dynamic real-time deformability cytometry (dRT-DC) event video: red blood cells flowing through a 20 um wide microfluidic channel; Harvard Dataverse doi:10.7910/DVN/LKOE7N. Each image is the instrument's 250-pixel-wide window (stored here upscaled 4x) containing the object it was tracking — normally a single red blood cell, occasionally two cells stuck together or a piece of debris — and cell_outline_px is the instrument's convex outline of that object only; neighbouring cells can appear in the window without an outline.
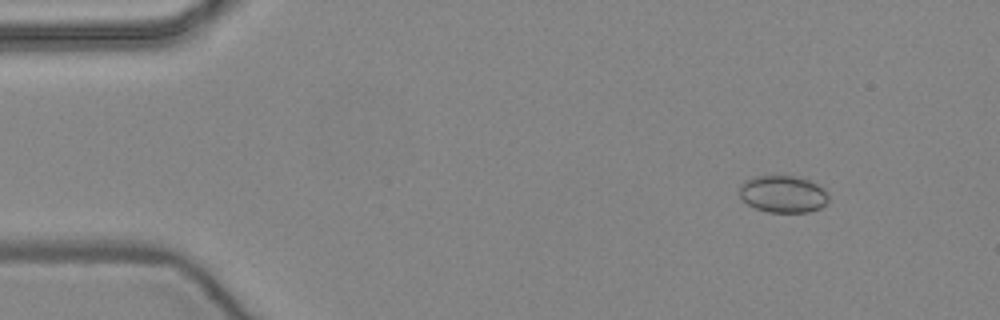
{"species": "common noctule bat (a hibernating species)", "species_latin": "Nyctalus noctula", "temperature_condition": "warm", "stored_images_in_passage": 52, "camera_frame_rate_fps": 3000, "um_per_image_px": 0.085, "animal": {"sex": "female", "body_mass_g": 24.6, "forearm_length_mm": 56.2}, "frame": {"image": 1, "passage_image": 6, "time_ms": 1.667, "image_size_px": [1000, 320], "cell_outline_px": [[828, 200], [820, 208], [808, 212], [768, 212], [756, 208], [748, 204], [740, 196], [740, 184], [744, 180], [756, 176], [796, 176], [808, 180], [824, 188], [828, 196]], "centroid_in_image_um": [66.55, 16.49], "position_along_channel_um": 18.5, "area_um2": 19.13}}
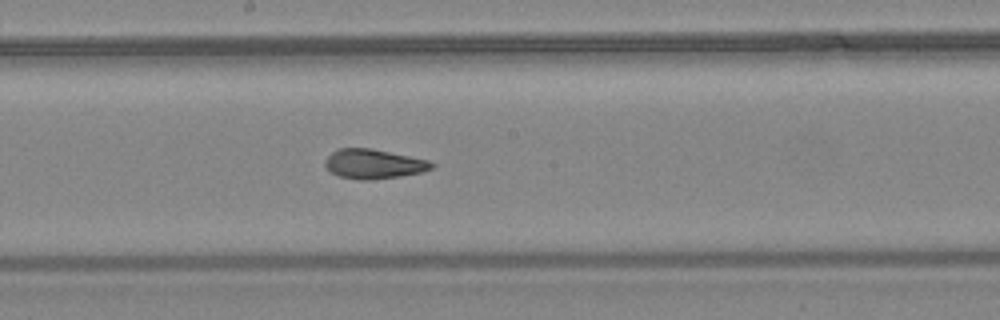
{"frame": {"image": 2, "passage_image": 28, "time_ms": 9.0, "image_size_px": [1000, 320], "cell_outline_px": [[436, 164], [432, 168], [420, 172], [400, 176], [372, 180], [360, 180], [340, 176], [332, 172], [324, 164], [324, 160], [332, 152], [340, 148], [372, 148], [428, 160]], "centroid_in_image_um": [31.76, 13.93], "position_along_channel_um": 216.4, "area_um2": 18.21}}
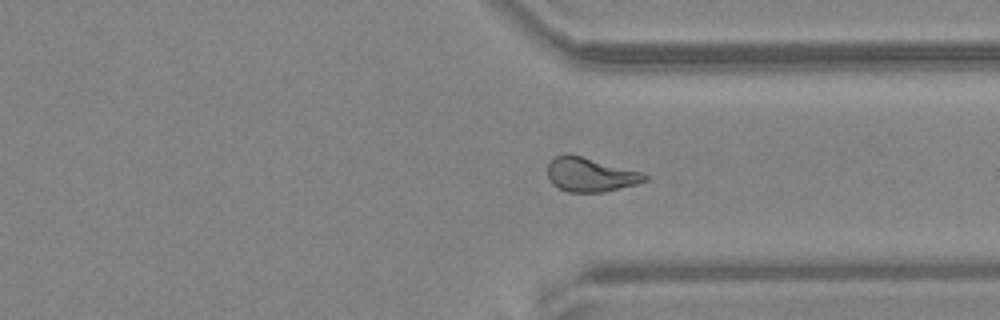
{"frame": {"image": 3, "passage_image": 39, "time_ms": 12.667, "image_size_px": [1000, 320], "cell_outline_px": [[648, 180], [636, 184], [604, 192], [568, 192], [552, 184], [548, 180], [548, 164], [556, 156], [564, 152], [568, 152], [644, 172], [648, 176]], "centroid_in_image_um": [50.19, 14.82], "position_along_channel_um": 361.2, "area_um2": 19.65}, "authors_computed_cell_mechanics": {"area_um2": 19.074, "velocity_mm_per_s": 3.9624, "shape_relaxation_time_tau1_ms": 10.7185, "shape_relaxation_time_tau2_ms": 2.3249, "deformation_change_tau1": 0.2232, "deformation_change_tau2": 0.1073}}